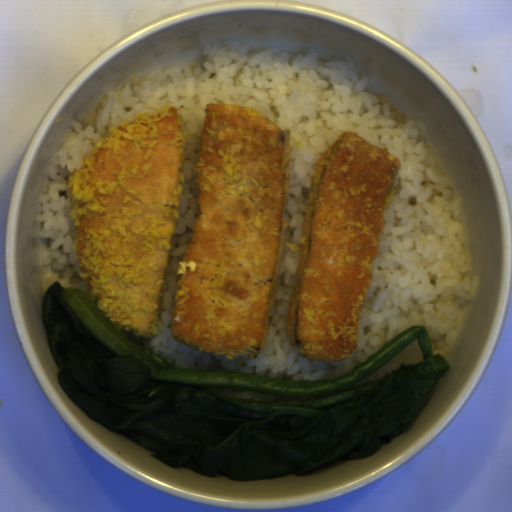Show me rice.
<instances>
[{"mask_svg": "<svg viewBox=\"0 0 512 512\" xmlns=\"http://www.w3.org/2000/svg\"><path fill=\"white\" fill-rule=\"evenodd\" d=\"M423 362V352L421 345L418 341H414L402 352L396 355L389 362L384 364L382 367L363 378L359 382H373L383 379L387 373H393L398 370L402 365L418 364ZM357 382V383H359Z\"/></svg>", "mask_w": 512, "mask_h": 512, "instance_id": "023b6e5f", "label": "rice"}, {"mask_svg": "<svg viewBox=\"0 0 512 512\" xmlns=\"http://www.w3.org/2000/svg\"><path fill=\"white\" fill-rule=\"evenodd\" d=\"M202 64L180 61L145 77L130 79L93 108L88 124L74 120L49 166L42 184L37 219L41 235L50 241L43 265L54 269L44 278L88 292L73 251L75 222L71 217L67 176L80 169L93 145L122 120L139 112L175 106L183 118L186 140L185 173L179 212L164 273L162 324L157 334L143 338L156 355L174 359L177 369L206 367L212 353L178 343L170 316L181 274L178 265L187 252L199 215L198 184L193 167L199 158L205 107L211 103L252 107L290 129L288 200L283 210L284 248L275 293V314L265 346L255 359L215 355L236 370L292 381H326L351 372L399 332L425 328L432 351L447 362L472 304L478 277L466 250L464 203L453 180L445 175L424 138L423 124L406 120L402 111L369 86L366 72L352 57L320 58L268 48L251 52L230 42H209L200 51ZM355 133L399 157L402 189L384 211L374 271L360 310L358 346L339 361L307 360L291 346L286 317L301 255L299 239L316 164L336 137Z\"/></svg>", "mask_w": 512, "mask_h": 512, "instance_id": "652b925c", "label": "rice"}]
</instances>
